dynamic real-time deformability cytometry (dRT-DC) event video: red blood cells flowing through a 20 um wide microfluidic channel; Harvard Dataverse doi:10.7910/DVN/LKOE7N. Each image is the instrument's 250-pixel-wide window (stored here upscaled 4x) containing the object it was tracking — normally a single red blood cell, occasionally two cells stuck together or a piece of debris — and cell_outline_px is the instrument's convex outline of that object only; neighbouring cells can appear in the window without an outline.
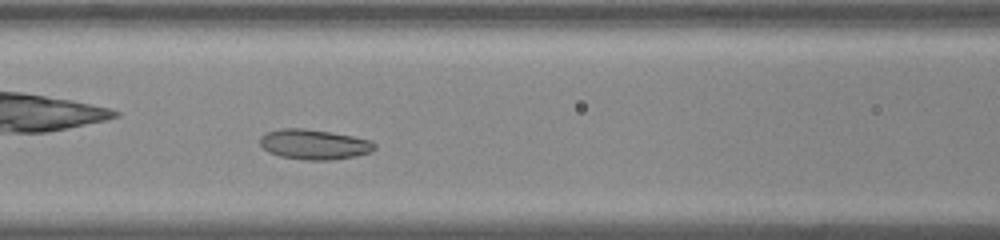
{"species": "common noctule bat (a hibernating species)", "species_latin": "Nyctalus noctula", "temperature_condition": "room temperature", "stored_images_in_passage": 41, "camera_frame_rate_fps": 3000, "um_per_image_px": 0.085, "animal": {"sex": "male", "body_mass_g": 20.0, "forearm_length_mm": 53.3}, "frame": {"image": 1, "passage_image": 12, "time_ms": 3.667, "image_size_px": [1000, 240], "cell_outline_px": [[376, 148], [372, 152], [356, 156], [332, 160], [304, 160], [280, 156], [268, 152], [260, 144], [260, 136], [268, 132], [280, 128], [304, 128], [332, 132], [372, 140], [376, 144]], "centroid_in_image_um": [26.73, 12.27], "position_along_channel_um": 139.9, "area_um2": 20.29}}
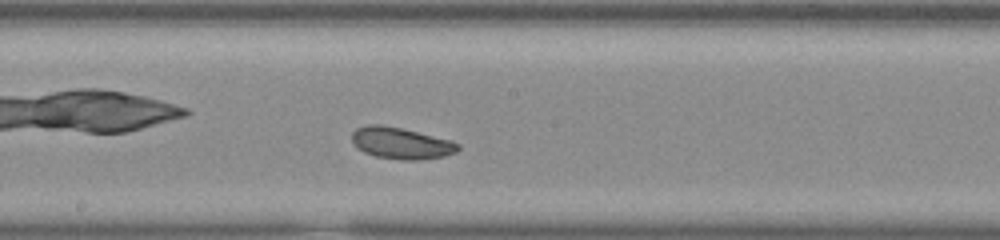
{"frame": {"image": 2, "passage_image": 18, "time_ms": 5.667, "image_size_px": [1000, 240], "cell_outline_px": [[460, 148], [456, 152], [444, 156], [420, 160], [404, 160], [376, 156], [364, 152], [356, 148], [352, 144], [352, 132], [356, 128], [368, 124], [380, 124], [400, 128], [452, 140], [460, 144]], "centroid_in_image_um": [34.08, 12.17], "position_along_channel_um": 214.1, "area_um2": 19.59}}
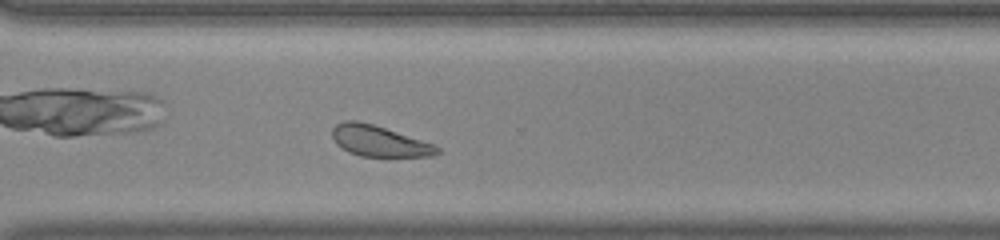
{"frame": {"image": 3, "passage_image": 28, "time_ms": 9.0, "image_size_px": [1000, 240], "cell_outline_px": [[440, 152], [432, 156], [360, 156], [348, 152], [336, 144], [332, 136], [332, 128], [336, 124], [344, 120], [356, 120], [372, 124], [436, 144], [440, 148]], "centroid_in_image_um": [32.22, 11.99], "position_along_channel_um": 338.4, "area_um2": 18.9}, "authors_computed_cell_mechanics": {"area_um2": 20.2878, "velocity_mm_per_s": 3.7221, "shape_relaxation_time_tau1_ms": 1.0777, "shape_relaxation_time_tau2_ms": null, "deformation_change_tau1": 0.0517, "deformation_change_tau2": null}}